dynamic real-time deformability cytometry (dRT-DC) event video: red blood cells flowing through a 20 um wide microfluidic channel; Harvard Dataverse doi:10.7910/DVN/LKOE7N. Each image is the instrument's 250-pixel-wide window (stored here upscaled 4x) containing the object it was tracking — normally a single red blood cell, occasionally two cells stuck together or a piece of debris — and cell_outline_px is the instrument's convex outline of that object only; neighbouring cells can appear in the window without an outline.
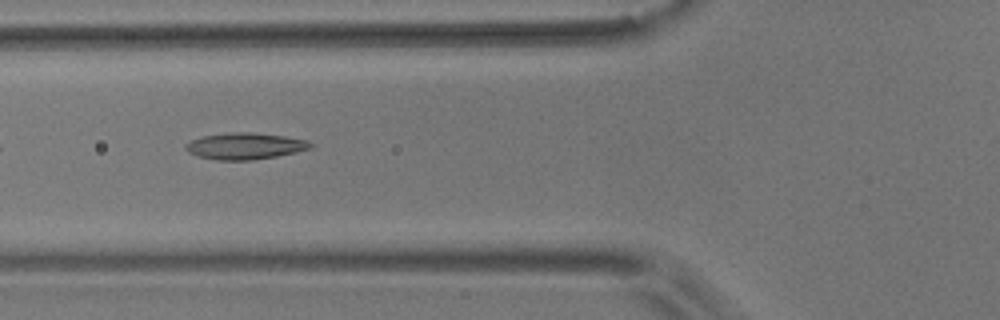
{"species": "common noctule bat (a hibernating species)", "species_latin": "Nyctalus noctula", "temperature_condition": "room temperature", "stored_images_in_passage": 15, "camera_frame_rate_fps": 3000, "um_per_image_px": 0.085, "animal": {"sex": "male", "body_mass_g": 17.9}, "frame": {"image": 1, "passage_image": 5, "time_ms": 1.333, "image_size_px": [1000, 320], "cell_outline_px": [[312, 148], [296, 152], [276, 156], [252, 160], [216, 160], [200, 156], [188, 152], [184, 148], [184, 144], [188, 140], [204, 136], [228, 132], [248, 132], [284, 136], [308, 140], [312, 144]], "centroid_in_image_um": [20.8, 12.41], "position_along_channel_um": 105.0, "area_um2": 19.31}}
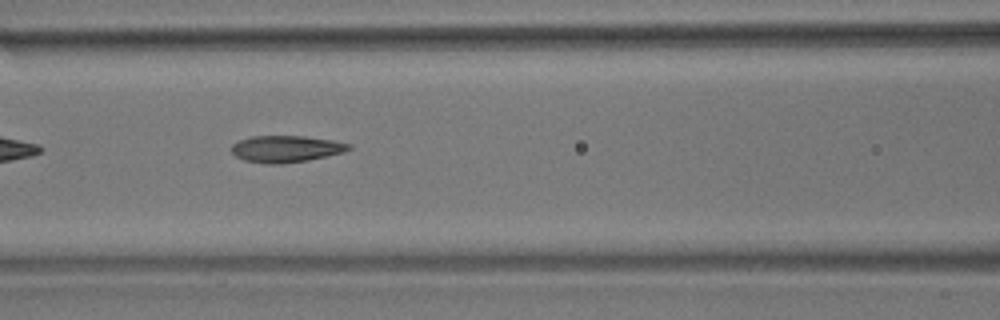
{"frame": {"image": 2, "passage_image": 8, "time_ms": 2.333, "image_size_px": [1000, 320], "cell_outline_px": [[352, 148], [344, 152], [308, 160], [280, 164], [268, 164], [244, 160], [236, 156], [232, 152], [232, 144], [236, 140], [252, 136], [304, 136], [332, 140], [352, 144]], "centroid_in_image_um": [24.3, 12.65], "position_along_channel_um": 142.3, "area_um2": 18.32}}
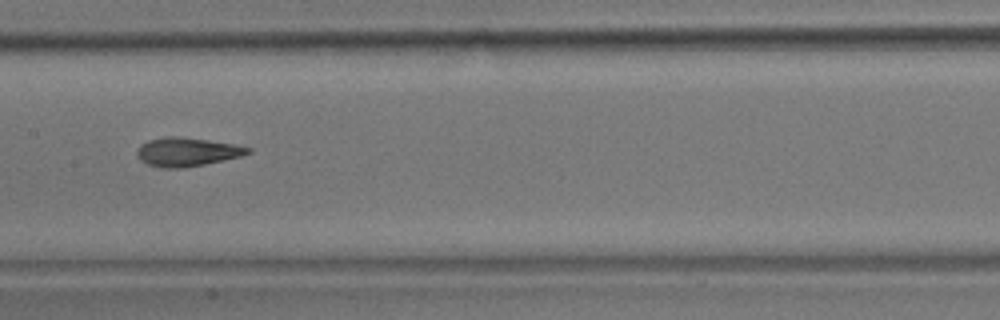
{"frame": {"image": 3, "passage_image": 12, "time_ms": 3.667, "image_size_px": [1000, 320], "cell_outline_px": [[252, 152], [240, 156], [224, 160], [184, 168], [160, 168], [148, 164], [140, 160], [136, 156], [136, 152], [140, 144], [148, 140], [164, 136], [176, 136], [208, 140], [232, 144], [252, 148]], "centroid_in_image_um": [15.85, 12.91], "position_along_channel_um": 191.6, "area_um2": 18.61}}